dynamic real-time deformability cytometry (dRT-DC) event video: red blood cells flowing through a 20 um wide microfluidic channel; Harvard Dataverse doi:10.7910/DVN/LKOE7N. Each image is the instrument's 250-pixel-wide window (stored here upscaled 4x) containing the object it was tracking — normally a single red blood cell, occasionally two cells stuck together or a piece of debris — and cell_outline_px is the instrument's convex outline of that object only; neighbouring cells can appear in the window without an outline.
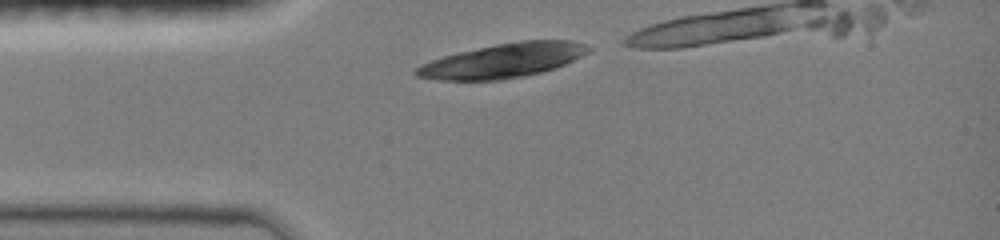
{"species": "common noctule bat (a hibernating species)", "species_latin": "Nyctalus noctula", "temperature_condition": "room temperature", "stored_images_in_passage": 4, "camera_frame_rate_fps": 3000, "um_per_image_px": 0.085, "animal": {"sex": "female", "body_mass_g": 19.0, "forearm_length_mm": 51.5}, "frame": {"image": 1, "passage_image": 1, "time_ms": 0.0, "image_size_px": [1000, 240], "cell_outline_px": [[592, 48], [588, 52], [556, 68], [540, 72], [500, 80], [440, 80], [416, 76], [412, 72], [420, 64], [456, 52], [496, 44], [520, 40], [572, 40], [584, 44]], "centroid_in_image_um": [42.73, 5.14], "position_along_channel_um": 42.3, "area_um2": 34.22}}